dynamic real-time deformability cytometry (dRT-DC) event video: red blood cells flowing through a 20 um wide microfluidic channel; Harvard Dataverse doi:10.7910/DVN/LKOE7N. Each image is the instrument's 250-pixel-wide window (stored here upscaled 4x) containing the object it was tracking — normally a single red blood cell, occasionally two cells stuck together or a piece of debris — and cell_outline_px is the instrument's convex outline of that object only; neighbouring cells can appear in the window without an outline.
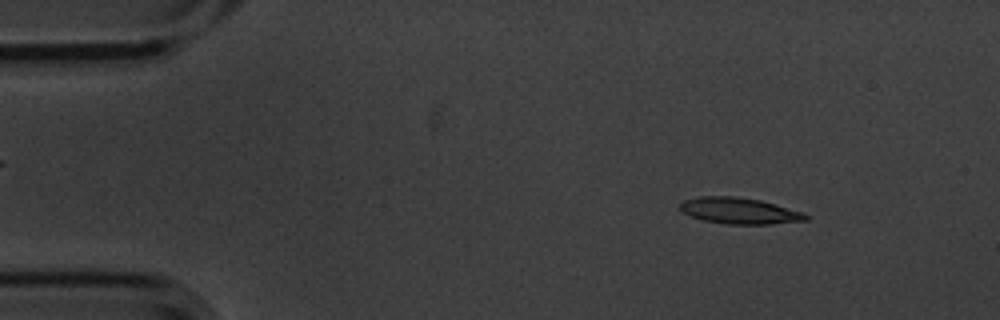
{"species": "common noctule bat (a hibernating species)", "species_latin": "Nyctalus noctula", "temperature_condition": "cold", "stored_images_in_passage": 4, "segment_of_instrument_passage": [1, 2], "camera_frame_rate_fps": 3000, "um_per_image_px": 0.085, "animal": {"sex": "male", "body_mass_g": 20.1, "forearm_length_mm": 53.5}, "frame": {"image": 1, "passage_image": 1, "time_ms": 0.0, "image_size_px": [1000, 320], "cell_outline_px": [[808, 220], [768, 224], [728, 224], [704, 220], [680, 212], [680, 204], [684, 200], [700, 196], [736, 196], [760, 200], [804, 212], [808, 216]], "centroid_in_image_um": [62.84, 17.91], "position_along_channel_um": 22.2, "area_um2": 19.13}}